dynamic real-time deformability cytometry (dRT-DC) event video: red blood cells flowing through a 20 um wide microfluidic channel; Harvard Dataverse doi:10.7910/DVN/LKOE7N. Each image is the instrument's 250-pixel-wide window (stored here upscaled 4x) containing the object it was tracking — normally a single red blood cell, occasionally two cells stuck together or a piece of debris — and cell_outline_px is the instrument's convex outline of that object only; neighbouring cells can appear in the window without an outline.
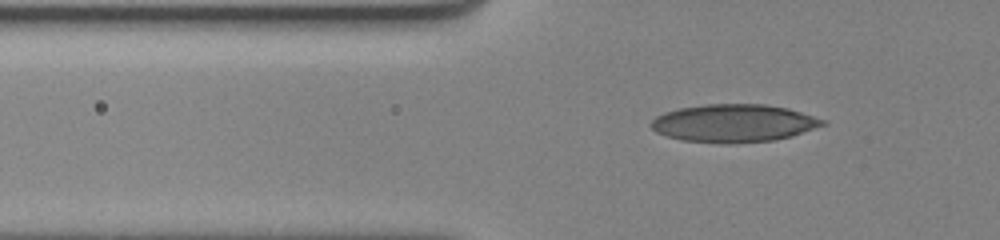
{"species": "human", "species_latin": "Homo sapiens", "temperature_condition": "cold", "stored_images_in_passage": 44, "camera_frame_rate_fps": 3000, "um_per_image_px": 0.085, "donor": {"sex": "female"}, "frame": {"image": 1, "passage_image": 6, "time_ms": 1.667, "image_size_px": [1000, 240], "cell_outline_px": [[828, 124], [792, 136], [772, 140], [728, 144], [724, 144], [680, 140], [656, 132], [652, 128], [652, 120], [656, 116], [664, 112], [680, 108], [704, 104], [764, 104], [788, 108], [824, 120]], "centroid_in_image_um": [62.36, 10.47], "position_along_channel_um": 63.4, "area_um2": 37.8}}
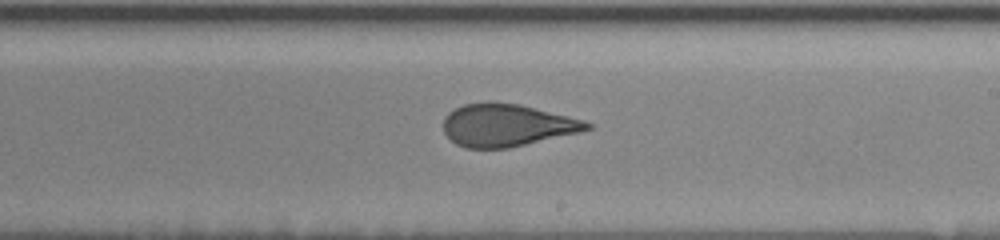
{"frame": {"image": 2, "passage_image": 23, "time_ms": 7.333, "image_size_px": [1000, 240], "cell_outline_px": [[592, 128], [576, 132], [508, 148], [468, 148], [456, 144], [444, 132], [444, 120], [448, 112], [464, 104], [520, 104], [580, 120], [592, 124]], "centroid_in_image_um": [43.02, 10.67], "position_along_channel_um": 246.0, "area_um2": 34.16}}
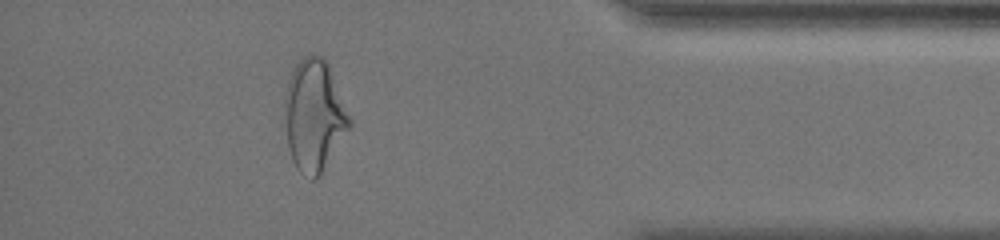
{"frame": {"image": 3, "passage_image": 39, "time_ms": 12.667, "image_size_px": [1000, 240], "cell_outline_px": [[352, 124], [320, 172], [312, 180], [300, 172], [296, 168], [292, 160], [288, 148], [284, 104], [284, 96], [288, 80], [296, 64], [304, 56], [324, 56], [328, 64], [352, 120]], "centroid_in_image_um": [26.69, 9.79], "position_along_channel_um": 408.5, "area_um2": 41.44}, "authors_computed_cell_mechanics": {"area_um2": 36.2984, "velocity_mm_per_s": 3.4609, "shape_relaxation_time_tau1_ms": 5.0701, "shape_relaxation_time_tau2_ms": 1.1292, "deformation_change_tau1": 0.1697, "deformation_change_tau2": 0.0818}}